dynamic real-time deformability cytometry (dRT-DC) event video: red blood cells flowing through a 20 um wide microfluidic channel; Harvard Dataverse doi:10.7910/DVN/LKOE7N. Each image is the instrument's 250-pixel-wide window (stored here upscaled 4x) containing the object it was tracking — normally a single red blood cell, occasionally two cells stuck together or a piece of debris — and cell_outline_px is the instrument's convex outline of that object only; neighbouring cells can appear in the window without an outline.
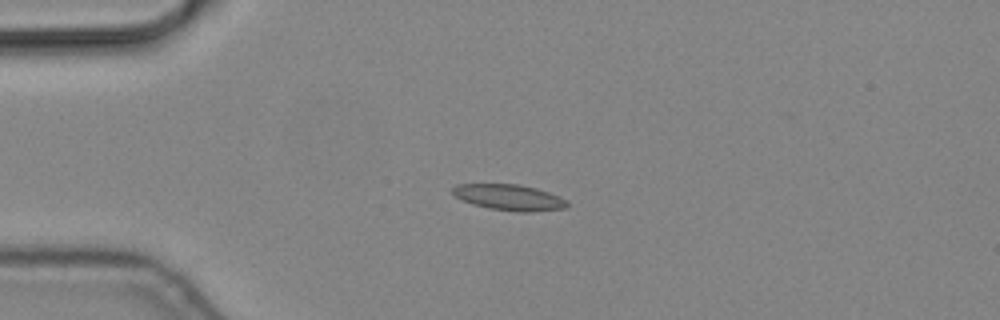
{"species": "common noctule bat (a hibernating species)", "species_latin": "Nyctalus noctula", "temperature_condition": "cold", "stored_images_in_passage": 5, "camera_frame_rate_fps": 3000, "um_per_image_px": 0.085, "animal": {"sex": "male", "body_mass_g": 19.2, "forearm_length_mm": 51.8}, "frame": {"image": 1, "passage_image": 4, "time_ms": 1.0, "image_size_px": [1000, 320], "cell_outline_px": [[568, 208], [532, 212], [516, 212], [488, 208], [472, 204], [460, 200], [452, 192], [452, 188], [456, 184], [520, 184], [536, 188], [560, 196], [568, 200]], "centroid_in_image_um": [43.3, 16.78], "position_along_channel_um": 41.7, "area_um2": 17.57}}